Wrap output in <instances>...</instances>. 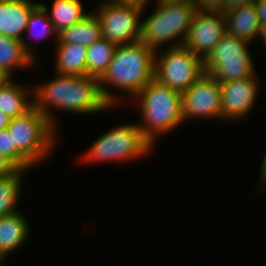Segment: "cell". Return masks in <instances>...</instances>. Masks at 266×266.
I'll return each instance as SVG.
<instances>
[{
  "label": "cell",
  "instance_id": "obj_1",
  "mask_svg": "<svg viewBox=\"0 0 266 266\" xmlns=\"http://www.w3.org/2000/svg\"><path fill=\"white\" fill-rule=\"evenodd\" d=\"M36 85L31 86L33 106L45 115L54 127L57 126L55 116L50 110L52 107L74 114H95L111 107L101 94L96 77L57 74L50 81Z\"/></svg>",
  "mask_w": 266,
  "mask_h": 266
},
{
  "label": "cell",
  "instance_id": "obj_2",
  "mask_svg": "<svg viewBox=\"0 0 266 266\" xmlns=\"http://www.w3.org/2000/svg\"><path fill=\"white\" fill-rule=\"evenodd\" d=\"M154 66L155 51L143 42L118 45L107 70L98 79L106 102L111 107L122 103V97L116 98L118 96H114L109 87L134 98L154 78Z\"/></svg>",
  "mask_w": 266,
  "mask_h": 266
},
{
  "label": "cell",
  "instance_id": "obj_3",
  "mask_svg": "<svg viewBox=\"0 0 266 266\" xmlns=\"http://www.w3.org/2000/svg\"><path fill=\"white\" fill-rule=\"evenodd\" d=\"M134 98L141 102L142 120L137 122L138 126L153 145L158 136L174 130L184 122L181 93L154 78Z\"/></svg>",
  "mask_w": 266,
  "mask_h": 266
},
{
  "label": "cell",
  "instance_id": "obj_4",
  "mask_svg": "<svg viewBox=\"0 0 266 266\" xmlns=\"http://www.w3.org/2000/svg\"><path fill=\"white\" fill-rule=\"evenodd\" d=\"M156 2L155 12L142 21L140 41L155 52L165 43H172L170 47L184 45L198 10L196 4Z\"/></svg>",
  "mask_w": 266,
  "mask_h": 266
},
{
  "label": "cell",
  "instance_id": "obj_5",
  "mask_svg": "<svg viewBox=\"0 0 266 266\" xmlns=\"http://www.w3.org/2000/svg\"><path fill=\"white\" fill-rule=\"evenodd\" d=\"M13 147L33 165L43 162L54 149L56 129L34 106L25 114L12 118L7 128Z\"/></svg>",
  "mask_w": 266,
  "mask_h": 266
},
{
  "label": "cell",
  "instance_id": "obj_6",
  "mask_svg": "<svg viewBox=\"0 0 266 266\" xmlns=\"http://www.w3.org/2000/svg\"><path fill=\"white\" fill-rule=\"evenodd\" d=\"M153 145L143 134L138 123H127L110 129L93 142L83 153V162H123L136 160L151 152Z\"/></svg>",
  "mask_w": 266,
  "mask_h": 266
},
{
  "label": "cell",
  "instance_id": "obj_7",
  "mask_svg": "<svg viewBox=\"0 0 266 266\" xmlns=\"http://www.w3.org/2000/svg\"><path fill=\"white\" fill-rule=\"evenodd\" d=\"M248 43L226 32L203 60L205 73L219 82L252 77L256 71Z\"/></svg>",
  "mask_w": 266,
  "mask_h": 266
},
{
  "label": "cell",
  "instance_id": "obj_8",
  "mask_svg": "<svg viewBox=\"0 0 266 266\" xmlns=\"http://www.w3.org/2000/svg\"><path fill=\"white\" fill-rule=\"evenodd\" d=\"M94 11L101 24L102 37L118 45L140 41V17L149 4L140 2L104 0Z\"/></svg>",
  "mask_w": 266,
  "mask_h": 266
},
{
  "label": "cell",
  "instance_id": "obj_9",
  "mask_svg": "<svg viewBox=\"0 0 266 266\" xmlns=\"http://www.w3.org/2000/svg\"><path fill=\"white\" fill-rule=\"evenodd\" d=\"M167 47L155 52L154 79L169 88L185 92L203 74V59L193 54L184 45Z\"/></svg>",
  "mask_w": 266,
  "mask_h": 266
},
{
  "label": "cell",
  "instance_id": "obj_10",
  "mask_svg": "<svg viewBox=\"0 0 266 266\" xmlns=\"http://www.w3.org/2000/svg\"><path fill=\"white\" fill-rule=\"evenodd\" d=\"M182 116L188 118L221 119L220 82L203 74L182 94Z\"/></svg>",
  "mask_w": 266,
  "mask_h": 266
},
{
  "label": "cell",
  "instance_id": "obj_11",
  "mask_svg": "<svg viewBox=\"0 0 266 266\" xmlns=\"http://www.w3.org/2000/svg\"><path fill=\"white\" fill-rule=\"evenodd\" d=\"M259 79L255 73L252 77L235 81L220 82L221 119L244 120L254 109L259 93Z\"/></svg>",
  "mask_w": 266,
  "mask_h": 266
},
{
  "label": "cell",
  "instance_id": "obj_12",
  "mask_svg": "<svg viewBox=\"0 0 266 266\" xmlns=\"http://www.w3.org/2000/svg\"><path fill=\"white\" fill-rule=\"evenodd\" d=\"M225 33L226 19L223 12L197 10L184 46L204 60Z\"/></svg>",
  "mask_w": 266,
  "mask_h": 266
},
{
  "label": "cell",
  "instance_id": "obj_13",
  "mask_svg": "<svg viewBox=\"0 0 266 266\" xmlns=\"http://www.w3.org/2000/svg\"><path fill=\"white\" fill-rule=\"evenodd\" d=\"M40 2L33 0H10L0 2V33L6 37L22 41L24 50L36 61L37 55L23 35L26 32L28 19Z\"/></svg>",
  "mask_w": 266,
  "mask_h": 266
},
{
  "label": "cell",
  "instance_id": "obj_14",
  "mask_svg": "<svg viewBox=\"0 0 266 266\" xmlns=\"http://www.w3.org/2000/svg\"><path fill=\"white\" fill-rule=\"evenodd\" d=\"M224 16L227 33L249 44L257 39L261 24L254 3L227 9Z\"/></svg>",
  "mask_w": 266,
  "mask_h": 266
},
{
  "label": "cell",
  "instance_id": "obj_15",
  "mask_svg": "<svg viewBox=\"0 0 266 266\" xmlns=\"http://www.w3.org/2000/svg\"><path fill=\"white\" fill-rule=\"evenodd\" d=\"M29 225L26 217L17 213L0 217V262L11 252L14 253L29 238ZM6 256V257H5Z\"/></svg>",
  "mask_w": 266,
  "mask_h": 266
},
{
  "label": "cell",
  "instance_id": "obj_16",
  "mask_svg": "<svg viewBox=\"0 0 266 266\" xmlns=\"http://www.w3.org/2000/svg\"><path fill=\"white\" fill-rule=\"evenodd\" d=\"M31 95H33V88L25 89L10 78L0 87V111L9 119L25 114L33 107Z\"/></svg>",
  "mask_w": 266,
  "mask_h": 266
},
{
  "label": "cell",
  "instance_id": "obj_17",
  "mask_svg": "<svg viewBox=\"0 0 266 266\" xmlns=\"http://www.w3.org/2000/svg\"><path fill=\"white\" fill-rule=\"evenodd\" d=\"M55 70L67 76L87 75V47L80 44L56 43Z\"/></svg>",
  "mask_w": 266,
  "mask_h": 266
},
{
  "label": "cell",
  "instance_id": "obj_18",
  "mask_svg": "<svg viewBox=\"0 0 266 266\" xmlns=\"http://www.w3.org/2000/svg\"><path fill=\"white\" fill-rule=\"evenodd\" d=\"M101 38L99 19L94 12H89L81 21L59 32L57 43L80 44L88 47Z\"/></svg>",
  "mask_w": 266,
  "mask_h": 266
},
{
  "label": "cell",
  "instance_id": "obj_19",
  "mask_svg": "<svg viewBox=\"0 0 266 266\" xmlns=\"http://www.w3.org/2000/svg\"><path fill=\"white\" fill-rule=\"evenodd\" d=\"M36 61L24 50L22 41L0 33V70L13 78V70L33 67Z\"/></svg>",
  "mask_w": 266,
  "mask_h": 266
},
{
  "label": "cell",
  "instance_id": "obj_20",
  "mask_svg": "<svg viewBox=\"0 0 266 266\" xmlns=\"http://www.w3.org/2000/svg\"><path fill=\"white\" fill-rule=\"evenodd\" d=\"M39 4L47 11L57 33L78 23L89 14V12L84 11L83 3L80 0H53L50 12L47 5Z\"/></svg>",
  "mask_w": 266,
  "mask_h": 266
},
{
  "label": "cell",
  "instance_id": "obj_21",
  "mask_svg": "<svg viewBox=\"0 0 266 266\" xmlns=\"http://www.w3.org/2000/svg\"><path fill=\"white\" fill-rule=\"evenodd\" d=\"M24 173L25 170L16 169L13 173L0 177V217L18 212Z\"/></svg>",
  "mask_w": 266,
  "mask_h": 266
},
{
  "label": "cell",
  "instance_id": "obj_22",
  "mask_svg": "<svg viewBox=\"0 0 266 266\" xmlns=\"http://www.w3.org/2000/svg\"><path fill=\"white\" fill-rule=\"evenodd\" d=\"M117 45L105 38L95 41L87 47V76L100 78L113 59Z\"/></svg>",
  "mask_w": 266,
  "mask_h": 266
},
{
  "label": "cell",
  "instance_id": "obj_23",
  "mask_svg": "<svg viewBox=\"0 0 266 266\" xmlns=\"http://www.w3.org/2000/svg\"><path fill=\"white\" fill-rule=\"evenodd\" d=\"M32 36V39L46 38L49 35H55V41H58V33L50 21L47 11L39 4L31 13L26 32Z\"/></svg>",
  "mask_w": 266,
  "mask_h": 266
},
{
  "label": "cell",
  "instance_id": "obj_24",
  "mask_svg": "<svg viewBox=\"0 0 266 266\" xmlns=\"http://www.w3.org/2000/svg\"><path fill=\"white\" fill-rule=\"evenodd\" d=\"M0 153L6 157L17 169L27 171L33 165L13 147V139L8 129L0 130Z\"/></svg>",
  "mask_w": 266,
  "mask_h": 266
},
{
  "label": "cell",
  "instance_id": "obj_25",
  "mask_svg": "<svg viewBox=\"0 0 266 266\" xmlns=\"http://www.w3.org/2000/svg\"><path fill=\"white\" fill-rule=\"evenodd\" d=\"M197 9L203 12H225L228 0H197Z\"/></svg>",
  "mask_w": 266,
  "mask_h": 266
},
{
  "label": "cell",
  "instance_id": "obj_26",
  "mask_svg": "<svg viewBox=\"0 0 266 266\" xmlns=\"http://www.w3.org/2000/svg\"><path fill=\"white\" fill-rule=\"evenodd\" d=\"M17 168L0 153V177L13 173Z\"/></svg>",
  "mask_w": 266,
  "mask_h": 266
},
{
  "label": "cell",
  "instance_id": "obj_27",
  "mask_svg": "<svg viewBox=\"0 0 266 266\" xmlns=\"http://www.w3.org/2000/svg\"><path fill=\"white\" fill-rule=\"evenodd\" d=\"M254 6L257 11L260 24L266 23V0H256Z\"/></svg>",
  "mask_w": 266,
  "mask_h": 266
},
{
  "label": "cell",
  "instance_id": "obj_28",
  "mask_svg": "<svg viewBox=\"0 0 266 266\" xmlns=\"http://www.w3.org/2000/svg\"><path fill=\"white\" fill-rule=\"evenodd\" d=\"M260 183L258 184V187L262 188L266 185V152L264 154V158L261 164V168H260Z\"/></svg>",
  "mask_w": 266,
  "mask_h": 266
},
{
  "label": "cell",
  "instance_id": "obj_29",
  "mask_svg": "<svg viewBox=\"0 0 266 266\" xmlns=\"http://www.w3.org/2000/svg\"><path fill=\"white\" fill-rule=\"evenodd\" d=\"M256 0H228V9L254 3Z\"/></svg>",
  "mask_w": 266,
  "mask_h": 266
},
{
  "label": "cell",
  "instance_id": "obj_30",
  "mask_svg": "<svg viewBox=\"0 0 266 266\" xmlns=\"http://www.w3.org/2000/svg\"><path fill=\"white\" fill-rule=\"evenodd\" d=\"M9 121L10 119L2 111H0V130L7 129Z\"/></svg>",
  "mask_w": 266,
  "mask_h": 266
},
{
  "label": "cell",
  "instance_id": "obj_31",
  "mask_svg": "<svg viewBox=\"0 0 266 266\" xmlns=\"http://www.w3.org/2000/svg\"><path fill=\"white\" fill-rule=\"evenodd\" d=\"M258 39H262V41H264V44L266 46V23L265 24H261L260 28H259V33H258Z\"/></svg>",
  "mask_w": 266,
  "mask_h": 266
},
{
  "label": "cell",
  "instance_id": "obj_32",
  "mask_svg": "<svg viewBox=\"0 0 266 266\" xmlns=\"http://www.w3.org/2000/svg\"><path fill=\"white\" fill-rule=\"evenodd\" d=\"M159 1H163V2H175V3H192V4H196L197 0H159Z\"/></svg>",
  "mask_w": 266,
  "mask_h": 266
},
{
  "label": "cell",
  "instance_id": "obj_33",
  "mask_svg": "<svg viewBox=\"0 0 266 266\" xmlns=\"http://www.w3.org/2000/svg\"><path fill=\"white\" fill-rule=\"evenodd\" d=\"M10 78L0 70V87Z\"/></svg>",
  "mask_w": 266,
  "mask_h": 266
},
{
  "label": "cell",
  "instance_id": "obj_34",
  "mask_svg": "<svg viewBox=\"0 0 266 266\" xmlns=\"http://www.w3.org/2000/svg\"><path fill=\"white\" fill-rule=\"evenodd\" d=\"M120 1H130V2H140V3H149L151 0H120Z\"/></svg>",
  "mask_w": 266,
  "mask_h": 266
}]
</instances>
